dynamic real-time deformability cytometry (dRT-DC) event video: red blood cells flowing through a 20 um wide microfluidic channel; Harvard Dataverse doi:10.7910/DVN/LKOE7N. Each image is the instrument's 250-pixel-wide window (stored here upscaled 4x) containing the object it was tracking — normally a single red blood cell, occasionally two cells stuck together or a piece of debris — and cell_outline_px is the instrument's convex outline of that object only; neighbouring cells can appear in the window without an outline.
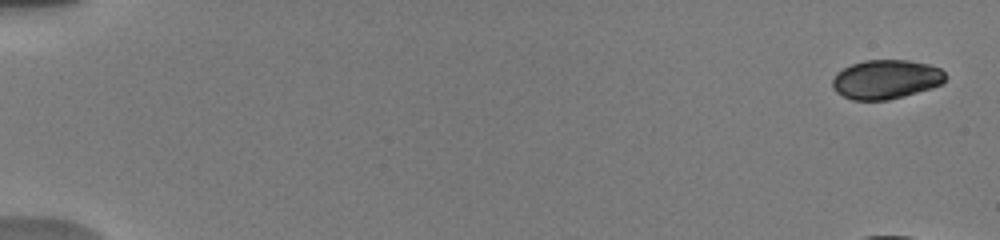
{"species": "human", "species_latin": "Homo sapiens", "temperature_condition": "warm", "stored_images_in_passage": 21, "camera_frame_rate_fps": 3000, "um_per_image_px": 0.085, "donor": {"sex": "male"}, "frame": {"image": 1, "passage_image": 1, "time_ms": 0.0, "image_size_px": [1000, 240], "cell_outline_px": [[948, 76], [944, 84], [932, 88], [904, 96], [888, 100], [852, 100], [836, 92], [832, 88], [832, 80], [836, 72], [852, 64], [864, 60], [908, 60], [928, 64], [940, 68]], "centroid_in_image_um": [75.33, 6.75], "position_along_channel_um": 9.7, "area_um2": 26.07}}